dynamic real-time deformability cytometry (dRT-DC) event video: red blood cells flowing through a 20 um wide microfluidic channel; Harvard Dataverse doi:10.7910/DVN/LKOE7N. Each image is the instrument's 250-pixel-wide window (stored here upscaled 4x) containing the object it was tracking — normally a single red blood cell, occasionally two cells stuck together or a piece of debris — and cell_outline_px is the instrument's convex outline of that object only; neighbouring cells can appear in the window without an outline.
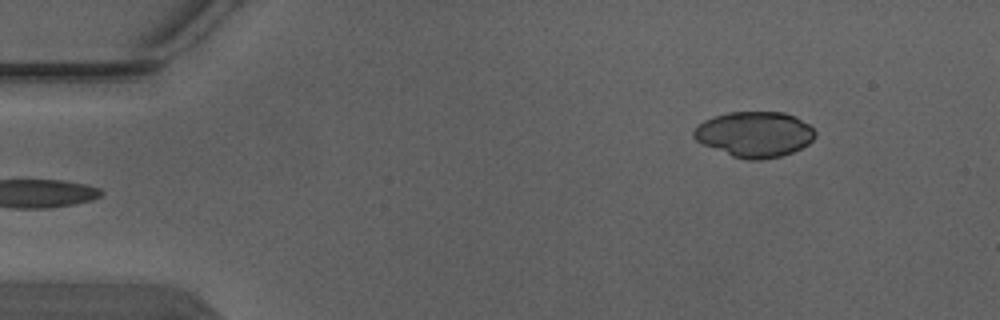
{"species": "Egyptian fruit bat (a non-hibernating species)", "species_latin": "Rousettus aegyptiacus", "temperature_condition": "warm", "stored_images_in_passage": 4, "segment_of_instrument_passage": [2, 2], "camera_frame_rate_fps": 3000, "um_per_image_px": 0.085, "animal": {"sex": "male"}, "frame": {"image": 1, "passage_image": 4, "time_ms": 1.0, "image_size_px": [1000, 320], "cell_outline_px": [[816, 136], [808, 144], [792, 152], [780, 156], [760, 160], [748, 160], [732, 156], [704, 144], [696, 140], [692, 136], [692, 132], [696, 124], [712, 116], [728, 112], [784, 112], [796, 116], [808, 124], [816, 132]], "centroid_in_image_um": [64.12, 11.4], "position_along_channel_um": 20.9, "area_um2": 32.31}}